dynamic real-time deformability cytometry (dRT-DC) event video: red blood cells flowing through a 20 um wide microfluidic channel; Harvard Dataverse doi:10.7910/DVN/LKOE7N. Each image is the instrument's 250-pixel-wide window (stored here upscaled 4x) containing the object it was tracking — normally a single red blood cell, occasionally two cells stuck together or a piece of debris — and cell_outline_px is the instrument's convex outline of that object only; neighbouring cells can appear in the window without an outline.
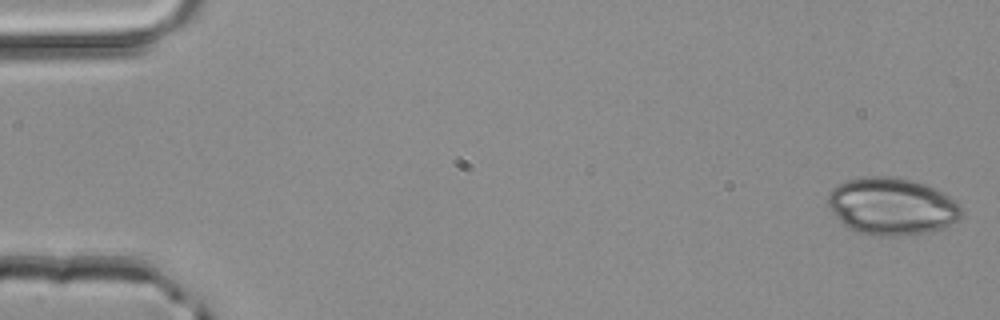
{"species": "common noctule bat (a hibernating species)", "species_latin": "Nyctalus noctula", "temperature_condition": "room temperature", "stored_images_in_passage": 3, "camera_frame_rate_fps": 3000, "um_per_image_px": 0.085, "animal": {"sex": "male", "body_mass_g": 20.4}, "frame": {"image": 1, "passage_image": 1, "time_ms": 0.0, "image_size_px": [1000, 320], "cell_outline_px": [[960, 216], [956, 220], [944, 228], [916, 236], [876, 236], [860, 232], [848, 228], [832, 212], [828, 204], [828, 196], [832, 188], [848, 180], [864, 176], [888, 176], [912, 180], [936, 188], [948, 196], [960, 208]], "centroid_in_image_um": [75.79, 17.55], "position_along_channel_um": 9.2, "area_um2": 44.45}}